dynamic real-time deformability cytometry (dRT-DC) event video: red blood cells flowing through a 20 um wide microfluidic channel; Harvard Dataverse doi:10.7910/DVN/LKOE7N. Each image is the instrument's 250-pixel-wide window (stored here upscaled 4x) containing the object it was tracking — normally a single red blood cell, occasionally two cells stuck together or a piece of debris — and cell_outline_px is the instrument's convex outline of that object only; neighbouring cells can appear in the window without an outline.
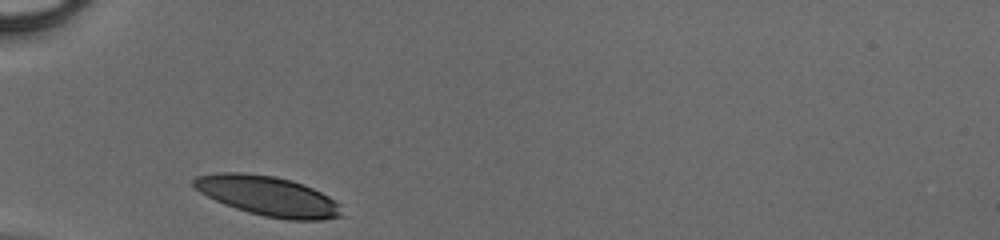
{"species": "human", "species_latin": "Homo sapiens", "temperature_condition": "cold", "stored_images_in_passage": 25, "camera_frame_rate_fps": 3000, "um_per_image_px": 0.085, "donor": {"sex": "male"}, "frame": {"image": 1, "passage_image": 1, "time_ms": 0.0, "image_size_px": [1000, 240], "cell_outline_px": [[348, 216], [324, 220], [288, 220], [264, 216], [248, 212], [224, 204], [200, 192], [192, 184], [192, 180], [196, 176], [216, 172], [240, 172], [276, 176], [292, 180], [304, 184], [328, 196], [340, 204]], "centroid_in_image_um": [22.84, 16.67], "position_along_channel_um": 62.2, "area_um2": 34.68}}
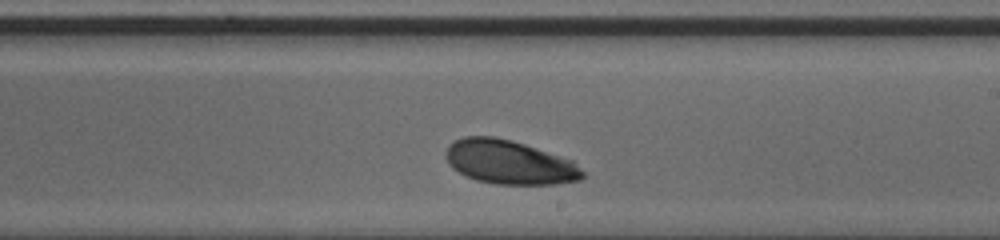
{"frame": {"image": 2, "passage_image": 15, "time_ms": 4.667, "image_size_px": [1000, 240], "cell_outline_px": [[584, 176], [580, 180], [556, 184], [496, 184], [476, 180], [452, 168], [448, 164], [444, 156], [444, 152], [448, 144], [464, 136], [492, 136], [512, 140], [572, 160], [584, 172]], "centroid_in_image_um": [43.26, 13.78], "position_along_channel_um": 245.7, "area_um2": 35.03}}
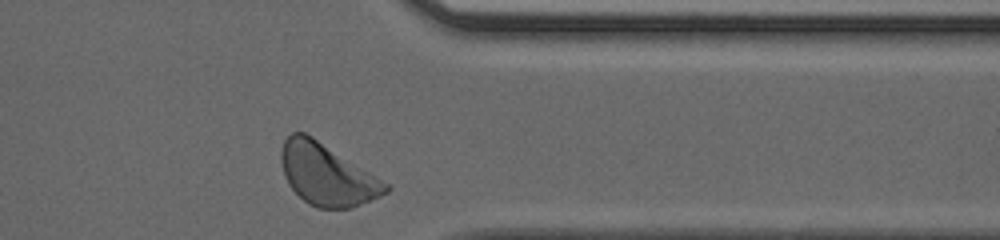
{"frame": {"image": 3, "passage_image": 25, "time_ms": 8.0, "image_size_px": [1000, 240], "cell_outline_px": [[392, 188], [388, 192], [380, 196], [352, 208], [316, 208], [308, 204], [288, 184], [284, 176], [280, 160], [280, 152], [284, 140], [292, 132], [304, 132], [312, 136], [376, 176], [388, 184]], "centroid_in_image_um": [27.76, 14.84], "position_along_channel_um": 383.6, "area_um2": 37.28}}